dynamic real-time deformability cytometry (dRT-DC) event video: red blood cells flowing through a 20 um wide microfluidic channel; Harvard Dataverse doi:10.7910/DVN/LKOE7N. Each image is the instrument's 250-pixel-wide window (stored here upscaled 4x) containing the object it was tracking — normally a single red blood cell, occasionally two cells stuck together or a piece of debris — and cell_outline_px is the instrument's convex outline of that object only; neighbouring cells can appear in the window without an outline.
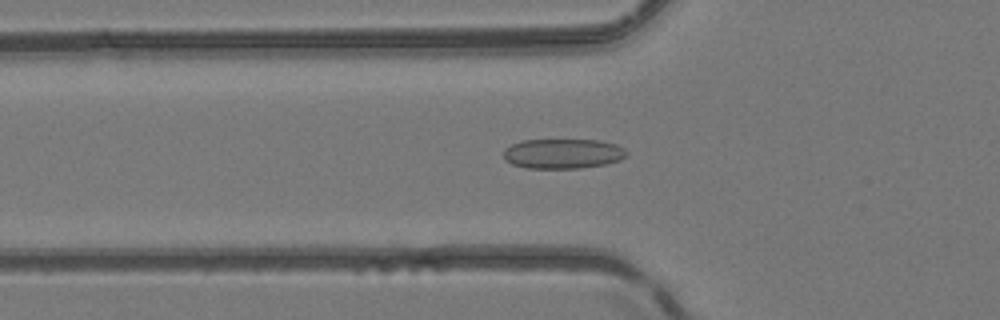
{"species": "common noctule bat (a hibernating species)", "species_latin": "Nyctalus noctula", "temperature_condition": "room temperature", "stored_images_in_passage": 49, "camera_frame_rate_fps": 3000, "um_per_image_px": 0.085, "animal": {"sex": "female", "body_mass_g": 24.6, "forearm_length_mm": 56.2}, "frame": {"image": 1, "passage_image": 17, "time_ms": 5.333, "image_size_px": [1000, 320], "cell_outline_px": [[628, 156], [620, 160], [604, 164], [580, 168], [524, 168], [512, 164], [504, 160], [504, 148], [512, 144], [524, 140], [600, 140], [616, 144], [624, 148], [628, 152]], "centroid_in_image_um": [47.85, 13.06], "position_along_channel_um": 77.9, "area_um2": 21.56}}
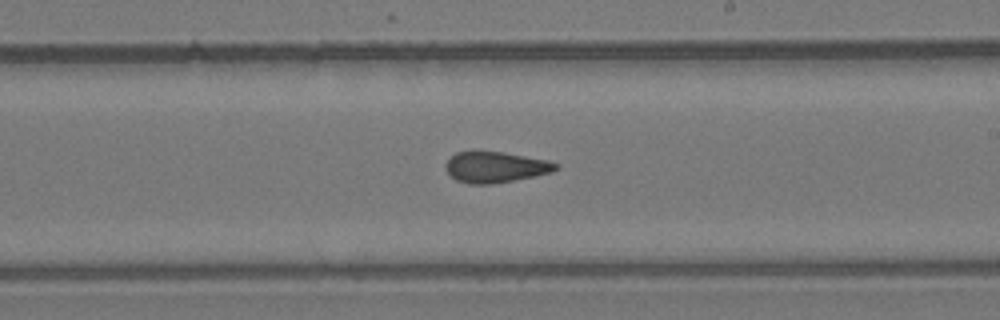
{"frame": {"image": 2, "passage_image": 29, "time_ms": 9.333, "image_size_px": [1000, 320], "cell_outline_px": [[560, 168], [552, 172], [492, 184], [468, 184], [456, 180], [444, 168], [444, 164], [456, 152], [504, 152], [548, 160], [556, 164]], "centroid_in_image_um": [42.1, 14.21], "position_along_channel_um": 246.9, "area_um2": 19.59}}
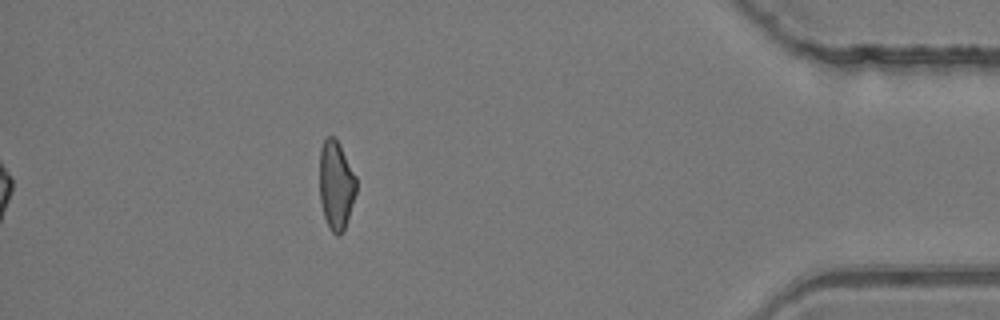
{"frame": {"image": 3, "passage_image": 44, "time_ms": 14.333, "image_size_px": [1000, 320], "cell_outline_px": [[356, 192], [344, 228], [340, 236], [336, 236], [328, 228], [324, 216], [320, 200], [320, 148], [324, 140], [328, 136], [332, 136], [340, 144], [356, 176]], "centroid_in_image_um": [28.55, 15.74], "position_along_channel_um": 406.6, "area_um2": 18.9}}